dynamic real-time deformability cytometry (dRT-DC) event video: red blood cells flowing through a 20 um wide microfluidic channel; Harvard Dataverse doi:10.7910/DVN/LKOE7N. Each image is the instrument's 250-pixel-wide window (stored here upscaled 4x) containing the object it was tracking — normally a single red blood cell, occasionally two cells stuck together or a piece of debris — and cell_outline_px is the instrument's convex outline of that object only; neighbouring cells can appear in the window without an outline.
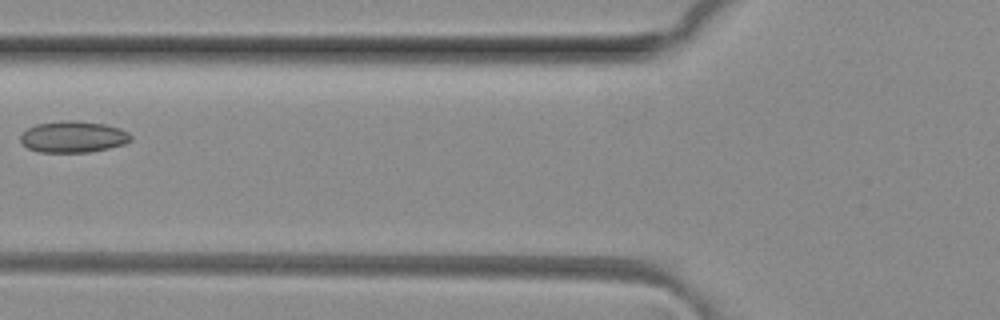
{"species": "common noctule bat (a hibernating species)", "species_latin": "Nyctalus noctula", "temperature_condition": "room temperature", "stored_images_in_passage": 4, "camera_frame_rate_fps": 3000, "um_per_image_px": 0.085, "animal": {"sex": "female", "body_mass_g": 29.2, "forearm_length_mm": 56.3}, "frame": {"image": 1, "passage_image": 3, "time_ms": 0.667, "image_size_px": [1000, 320], "cell_outline_px": [[132, 140], [124, 144], [108, 148], [88, 152], [40, 152], [28, 148], [20, 140], [20, 136], [28, 128], [36, 124], [60, 120], [76, 120], [104, 124], [120, 128], [128, 132], [132, 136]], "centroid_in_image_um": [6.23, 11.62], "position_along_channel_um": 119.6, "area_um2": 20.23}}
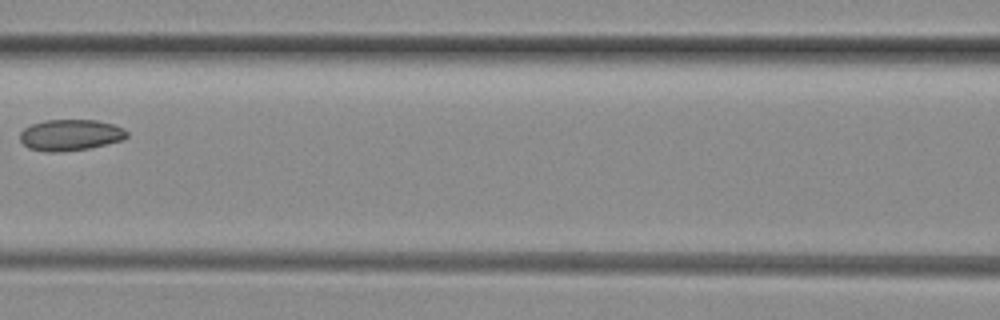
{"frame": {"image": 2, "passage_image": 4, "time_ms": 1.0, "image_size_px": [1000, 320], "cell_outline_px": [[128, 136], [124, 140], [88, 148], [52, 152], [48, 152], [28, 148], [20, 140], [20, 132], [24, 128], [32, 124], [44, 120], [96, 120], [112, 124], [124, 128], [128, 132]], "centroid_in_image_um": [5.99, 11.46], "position_along_channel_um": 160.6, "area_um2": 19.36}}